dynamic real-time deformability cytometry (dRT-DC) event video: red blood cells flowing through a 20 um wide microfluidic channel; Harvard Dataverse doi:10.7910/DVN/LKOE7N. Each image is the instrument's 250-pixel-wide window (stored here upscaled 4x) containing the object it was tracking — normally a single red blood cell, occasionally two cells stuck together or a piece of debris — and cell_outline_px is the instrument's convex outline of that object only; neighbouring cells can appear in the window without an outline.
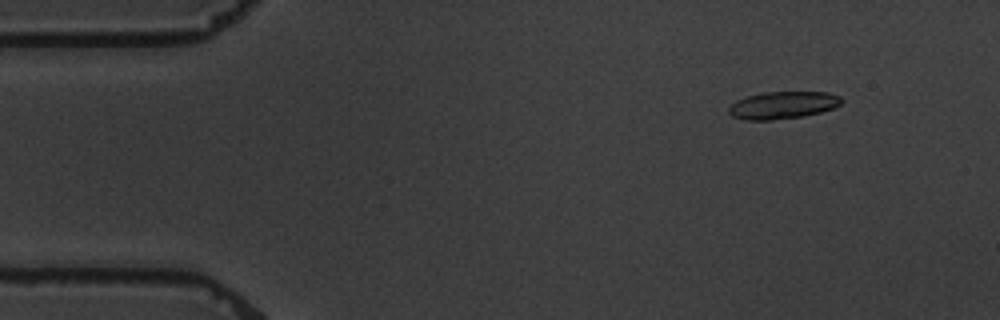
{"species": "common noctule bat (a hibernating species)", "species_latin": "Nyctalus noctula", "temperature_condition": "warm", "stored_images_in_passage": 4, "camera_frame_rate_fps": 3000, "um_per_image_px": 0.085, "animal": {"sex": "male", "body_mass_g": 19.5, "forearm_length_mm": 54.6}, "frame": {"image": 1, "passage_image": 2, "time_ms": 1.0, "image_size_px": [1000, 320], "cell_outline_px": [[844, 100], [840, 104], [832, 108], [820, 112], [804, 116], [772, 120], [744, 120], [732, 116], [728, 112], [728, 108], [736, 100], [748, 96], [764, 92], [828, 92], [840, 96]], "centroid_in_image_um": [66.53, 8.94], "position_along_channel_um": 18.5, "area_um2": 17.98}}